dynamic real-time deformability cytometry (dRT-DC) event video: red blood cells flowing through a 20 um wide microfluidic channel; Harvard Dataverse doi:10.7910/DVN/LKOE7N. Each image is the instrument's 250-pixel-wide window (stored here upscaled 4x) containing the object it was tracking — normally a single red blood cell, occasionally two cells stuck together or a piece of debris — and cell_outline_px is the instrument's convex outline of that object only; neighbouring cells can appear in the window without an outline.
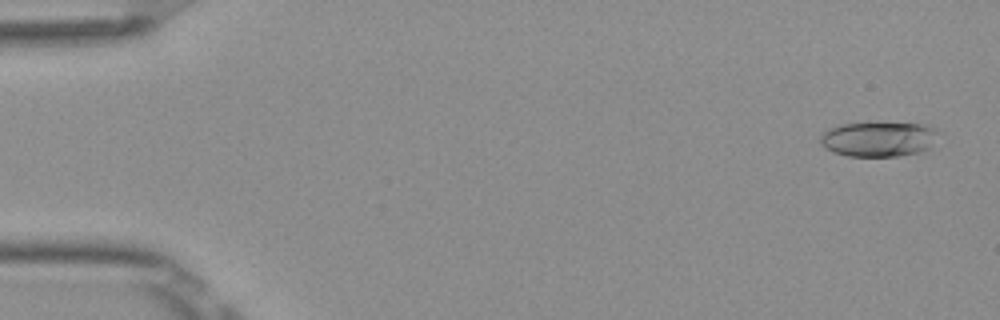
{"species": "Egyptian fruit bat (a non-hibernating species)", "species_latin": "Rousettus aegyptiacus", "temperature_condition": "room temperature", "stored_images_in_passage": 52, "camera_frame_rate_fps": 3000, "um_per_image_px": 0.085, "frame": {"image": 1, "passage_image": 2, "time_ms": 0.333, "image_size_px": [1000, 320], "cell_outline_px": [[940, 132], [928, 148], [920, 152], [900, 156], [848, 156], [824, 148], [820, 144], [820, 136], [828, 128], [840, 124], [928, 124], [936, 128]], "centroid_in_image_um": [74.68, 11.83], "position_along_channel_um": 10.3, "area_um2": 23.81}}
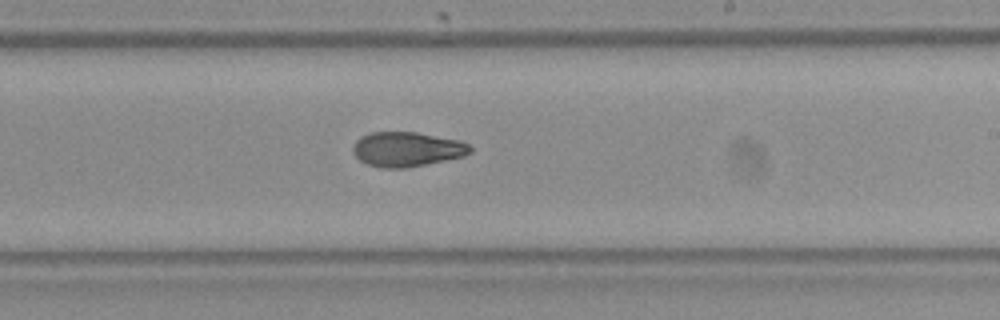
{"frame": {"image": 2, "passage_image": 31, "time_ms": 10.0, "image_size_px": [1000, 320], "cell_outline_px": [[472, 152], [464, 156], [408, 168], [380, 168], [368, 164], [360, 160], [352, 152], [352, 144], [360, 136], [368, 132], [416, 132], [460, 140], [468, 144], [472, 148]], "centroid_in_image_um": [34.57, 12.68], "position_along_channel_um": 254.4, "area_um2": 23.93}}
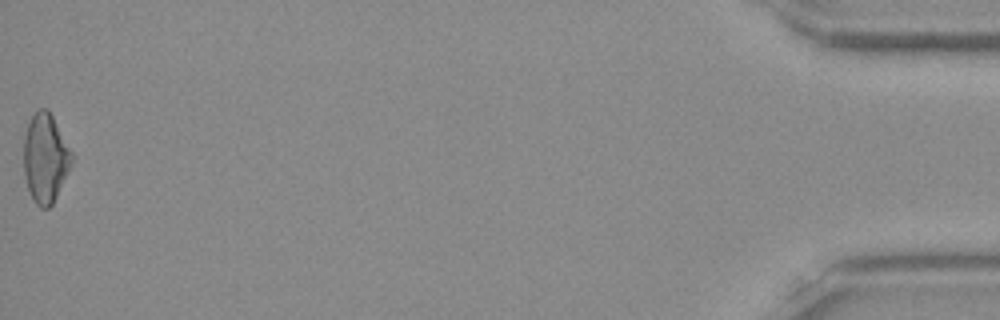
{"frame": {"image": 3, "passage_image": 52, "time_ms": 17.0, "image_size_px": [1000, 320], "cell_outline_px": [[72, 164], [52, 204], [48, 208], [40, 208], [36, 204], [28, 188], [24, 176], [24, 136], [28, 124], [32, 116], [40, 108], [48, 108], [72, 152]], "centroid_in_image_um": [3.85, 13.43], "position_along_channel_um": 431.4, "area_um2": 24.62}, "authors_computed_cell_mechanics": {"area_um2": 24.2182, "velocity_mm_per_s": 3.9136, "shape_relaxation_time_tau1_ms": 10.7112, "shape_relaxation_time_tau2_ms": 5.1605, "deformation_change_tau1": 0.2564, "deformation_change_tau2": 0.1047}}